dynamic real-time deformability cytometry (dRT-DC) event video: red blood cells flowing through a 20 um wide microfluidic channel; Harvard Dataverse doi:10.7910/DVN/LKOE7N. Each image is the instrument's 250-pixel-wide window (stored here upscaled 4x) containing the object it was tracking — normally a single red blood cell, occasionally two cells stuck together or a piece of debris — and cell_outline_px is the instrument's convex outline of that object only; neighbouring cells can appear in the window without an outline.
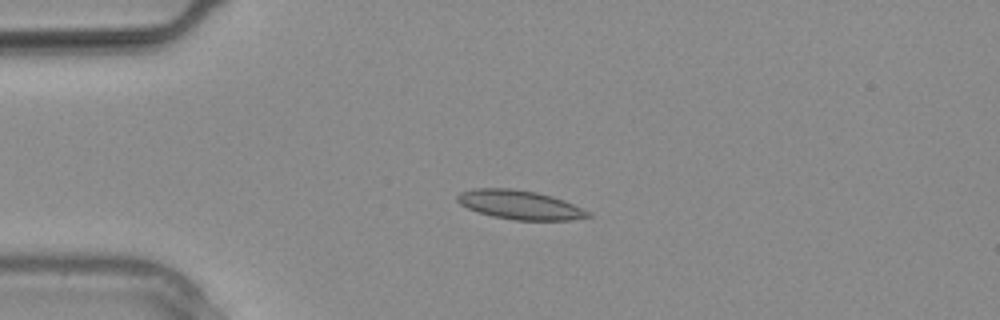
{"species": "common noctule bat (a hibernating species)", "species_latin": "Nyctalus noctula", "temperature_condition": "warm", "stored_images_in_passage": 12, "camera_frame_rate_fps": 3000, "um_per_image_px": 0.085, "animal": {"sex": "male", "body_mass_g": 20.4}, "frame": {"image": 1, "passage_image": 7, "time_ms": 2.0, "image_size_px": [1000, 320], "cell_outline_px": [[592, 216], [568, 220], [512, 220], [492, 216], [468, 208], [460, 204], [456, 200], [456, 196], [460, 192], [472, 188], [512, 188], [536, 192], [552, 196], [564, 200], [592, 212]], "centroid_in_image_um": [44.18, 17.4], "position_along_channel_um": 40.8, "area_um2": 22.2}}